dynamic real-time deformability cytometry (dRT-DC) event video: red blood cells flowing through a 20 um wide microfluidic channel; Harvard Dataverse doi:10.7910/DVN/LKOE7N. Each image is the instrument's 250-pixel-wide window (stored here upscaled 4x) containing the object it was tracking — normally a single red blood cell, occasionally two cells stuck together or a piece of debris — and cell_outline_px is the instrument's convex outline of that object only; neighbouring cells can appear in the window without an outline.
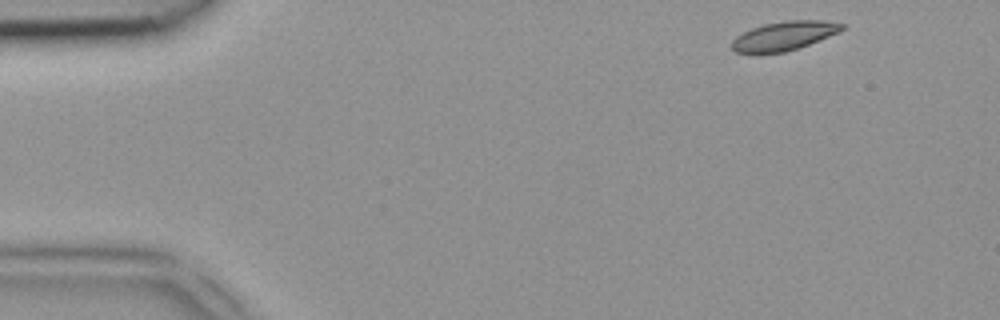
{"species": "common noctule bat (a hibernating species)", "species_latin": "Nyctalus noctula", "temperature_condition": "room temperature", "stored_images_in_passage": 8, "camera_frame_rate_fps": 3000, "um_per_image_px": 0.085, "animal": {"sex": "female", "body_mass_g": 18.4}, "frame": {"image": 1, "passage_image": 1, "time_ms": 0.0, "image_size_px": [1000, 320], "cell_outline_px": [[844, 28], [840, 32], [808, 44], [784, 52], [756, 56], [736, 52], [732, 48], [732, 40], [736, 36], [752, 28], [764, 24], [784, 20], [824, 20], [844, 24]], "centroid_in_image_um": [66.59, 3.08], "position_along_channel_um": 18.4, "area_um2": 18.96}}